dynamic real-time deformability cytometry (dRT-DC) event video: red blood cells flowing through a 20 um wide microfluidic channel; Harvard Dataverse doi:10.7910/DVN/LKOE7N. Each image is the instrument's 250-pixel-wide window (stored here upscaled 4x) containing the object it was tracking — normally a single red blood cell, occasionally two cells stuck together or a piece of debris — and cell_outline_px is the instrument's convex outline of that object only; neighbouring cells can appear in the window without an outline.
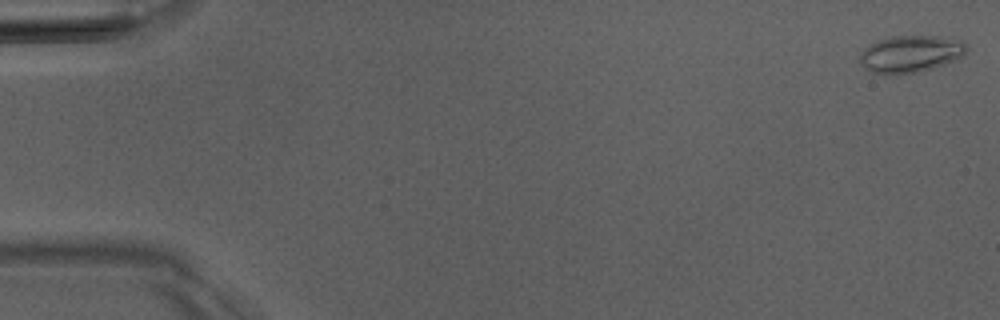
{"species": "Egyptian fruit bat (a non-hibernating species)", "species_latin": "Rousettus aegyptiacus", "temperature_condition": "room temperature", "stored_images_in_passage": 5, "camera_frame_rate_fps": 3000, "um_per_image_px": 0.085, "animal": {"sex": "male"}, "frame": {"image": 1, "passage_image": 1, "time_ms": 0.0, "image_size_px": [1000, 320], "cell_outline_px": [[968, 48], [964, 56], [956, 60], [932, 68], [916, 72], [896, 76], [884, 76], [872, 72], [864, 68], [860, 64], [860, 52], [868, 44], [892, 36], [940, 36], [960, 40], [968, 44]], "centroid_in_image_um": [77.38, 4.6], "position_along_channel_um": 7.6, "area_um2": 23.58}}